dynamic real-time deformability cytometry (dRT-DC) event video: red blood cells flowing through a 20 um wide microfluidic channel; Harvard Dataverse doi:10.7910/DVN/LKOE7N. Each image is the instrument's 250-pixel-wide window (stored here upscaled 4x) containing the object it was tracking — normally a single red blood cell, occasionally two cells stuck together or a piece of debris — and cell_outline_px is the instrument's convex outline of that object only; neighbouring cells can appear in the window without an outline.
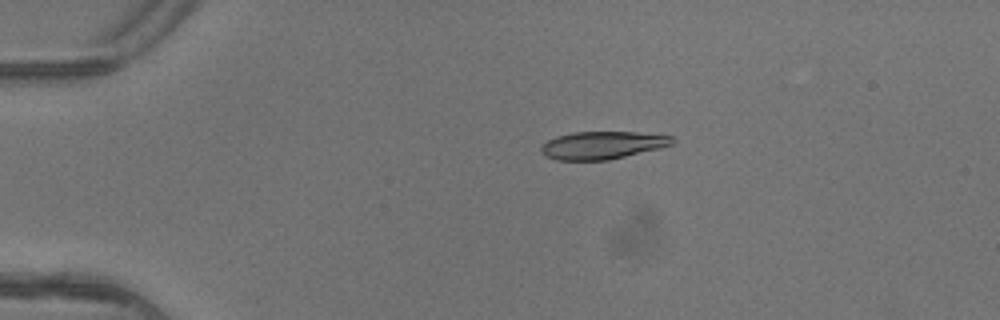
{"species": "common noctule bat (a hibernating species)", "species_latin": "Nyctalus noctula", "temperature_condition": "warm", "stored_images_in_passage": 6, "camera_frame_rate_fps": 3000, "um_per_image_px": 0.085, "animal": {"sex": "female"}, "frame": {"image": 1, "passage_image": 3, "time_ms": 0.667, "image_size_px": [1000, 320], "cell_outline_px": [[676, 140], [672, 144], [660, 148], [608, 160], [556, 160], [540, 152], [540, 148], [548, 140], [556, 136], [572, 132], [636, 132], [672, 136]], "centroid_in_image_um": [51.21, 12.34], "position_along_channel_um": 33.8, "area_um2": 21.1}}
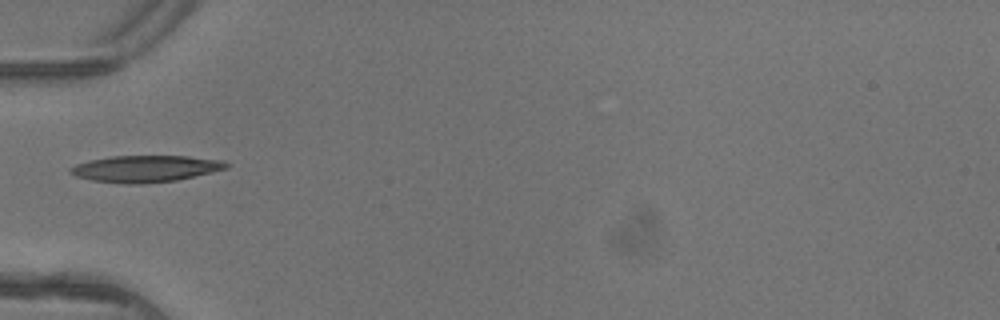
{"frame": {"image": 2, "passage_image": 5, "time_ms": 1.333, "image_size_px": [1000, 320], "cell_outline_px": [[228, 168], [212, 172], [176, 180], [140, 184], [132, 184], [92, 180], [76, 176], [68, 172], [68, 168], [76, 164], [92, 160], [112, 156], [188, 156], [220, 160], [228, 164]], "centroid_in_image_um": [12.35, 14.34], "position_along_channel_um": 72.7, "area_um2": 23.93}}
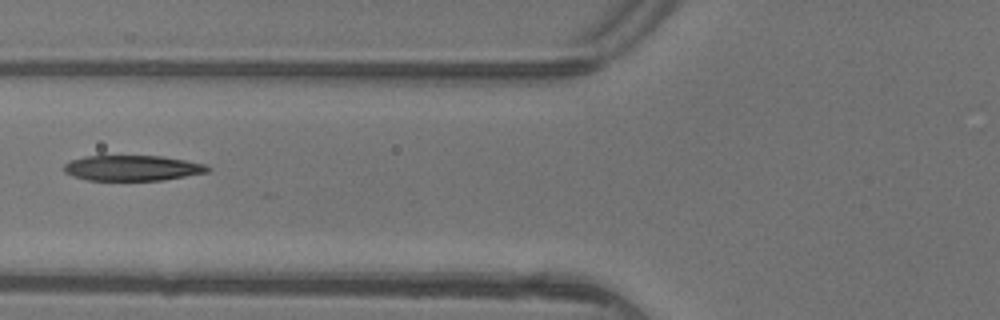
{"frame": {"image": 3, "passage_image": 6, "time_ms": 1.667, "image_size_px": [1000, 320], "cell_outline_px": [[212, 168], [208, 172], [164, 180], [88, 180], [72, 176], [64, 172], [64, 164], [72, 160], [84, 156], [164, 156], [204, 164]], "centroid_in_image_um": [11.25, 14.28], "position_along_channel_um": 114.5, "area_um2": 21.27}}